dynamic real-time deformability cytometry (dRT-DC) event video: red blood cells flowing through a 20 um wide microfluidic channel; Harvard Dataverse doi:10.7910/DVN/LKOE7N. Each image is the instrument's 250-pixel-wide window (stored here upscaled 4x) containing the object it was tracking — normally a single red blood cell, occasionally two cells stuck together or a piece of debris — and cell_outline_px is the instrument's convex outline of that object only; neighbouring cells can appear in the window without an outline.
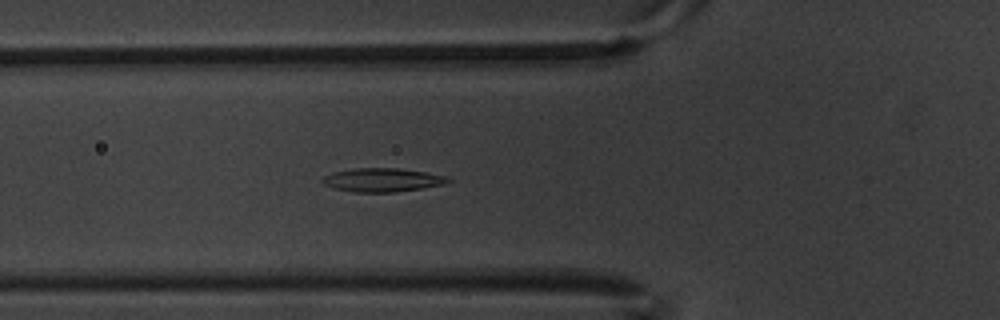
{"species": "common noctule bat (a hibernating species)", "species_latin": "Nyctalus noctula", "temperature_condition": "warm", "stored_images_in_passage": 5, "camera_frame_rate_fps": 3000, "um_per_image_px": 0.085, "animal": {"sex": "male", "body_mass_g": 20.1, "forearm_length_mm": 53.5}, "frame": {"image": 1, "passage_image": 5, "time_ms": 1.333, "image_size_px": [1000, 320], "cell_outline_px": [[452, 180], [444, 184], [424, 188], [396, 192], [356, 192], [336, 188], [324, 184], [320, 180], [324, 176], [332, 172], [356, 168], [396, 168], [424, 172], [448, 176]], "centroid_in_image_um": [32.52, 15.29], "position_along_channel_um": 93.3, "area_um2": 17.22}}